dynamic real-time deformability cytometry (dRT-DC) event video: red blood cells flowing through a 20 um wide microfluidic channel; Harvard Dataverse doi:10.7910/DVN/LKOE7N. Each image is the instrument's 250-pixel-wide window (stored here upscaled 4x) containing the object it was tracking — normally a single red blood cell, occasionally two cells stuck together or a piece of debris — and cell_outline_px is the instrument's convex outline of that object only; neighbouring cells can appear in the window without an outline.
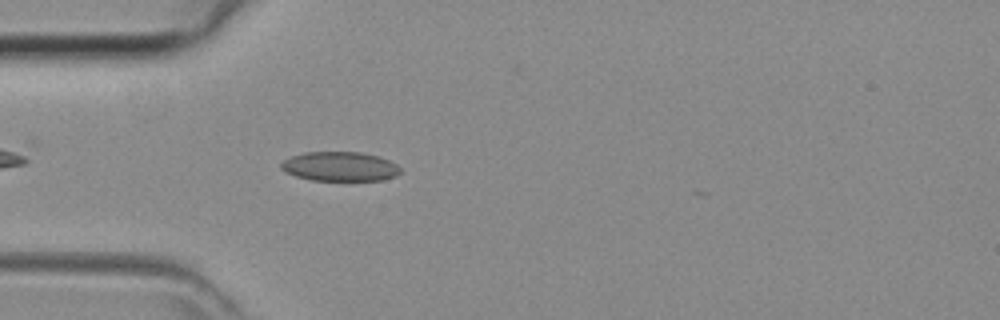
{"species": "common noctule bat (a hibernating species)", "species_latin": "Nyctalus noctula", "temperature_condition": "room temperature", "stored_images_in_passage": 34, "camera_frame_rate_fps": 3000, "um_per_image_px": 0.085, "animal": {"sex": "female", "body_mass_g": 29.2, "forearm_length_mm": 56.3}, "frame": {"image": 1, "passage_image": 3, "time_ms": 0.667, "image_size_px": [1000, 320], "cell_outline_px": [[400, 172], [396, 176], [384, 180], [312, 180], [296, 176], [284, 172], [280, 168], [280, 164], [284, 160], [292, 156], [304, 152], [360, 152], [380, 156], [396, 164], [400, 168]], "centroid_in_image_um": [28.89, 14.15], "position_along_channel_um": 56.1, "area_um2": 20.46}}
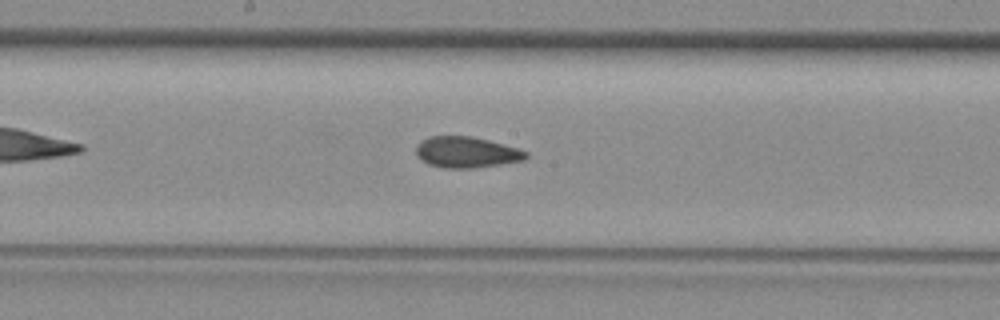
{"frame": {"image": 2, "passage_image": 13, "time_ms": 4.0, "image_size_px": [1000, 320], "cell_outline_px": [[528, 156], [524, 160], [500, 164], [472, 168], [444, 168], [428, 164], [420, 160], [416, 156], [416, 144], [428, 136], [472, 136], [520, 148], [528, 152]], "centroid_in_image_um": [39.63, 12.93], "position_along_channel_um": 208.6, "area_um2": 20.06}}
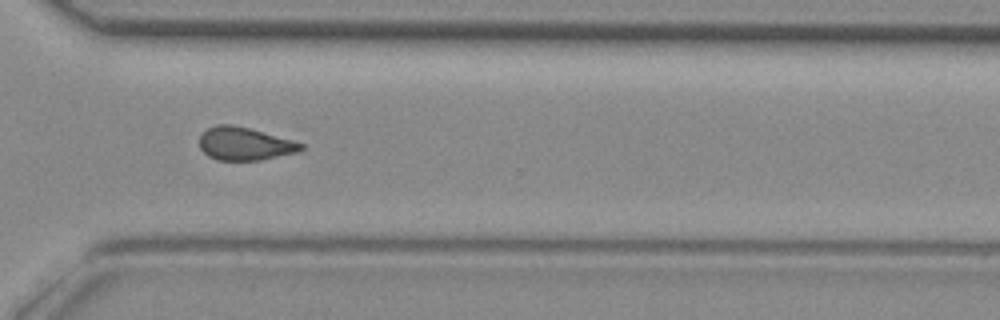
{"frame": {"image": 3, "passage_image": 22, "time_ms": 7.0, "image_size_px": [1000, 320], "cell_outline_px": [[304, 148], [300, 152], [260, 160], [216, 160], [208, 156], [200, 148], [200, 136], [208, 128], [216, 124], [232, 124], [248, 128], [292, 140], [304, 144]], "centroid_in_image_um": [20.8, 12.23], "position_along_channel_um": 349.8, "area_um2": 19.48}}